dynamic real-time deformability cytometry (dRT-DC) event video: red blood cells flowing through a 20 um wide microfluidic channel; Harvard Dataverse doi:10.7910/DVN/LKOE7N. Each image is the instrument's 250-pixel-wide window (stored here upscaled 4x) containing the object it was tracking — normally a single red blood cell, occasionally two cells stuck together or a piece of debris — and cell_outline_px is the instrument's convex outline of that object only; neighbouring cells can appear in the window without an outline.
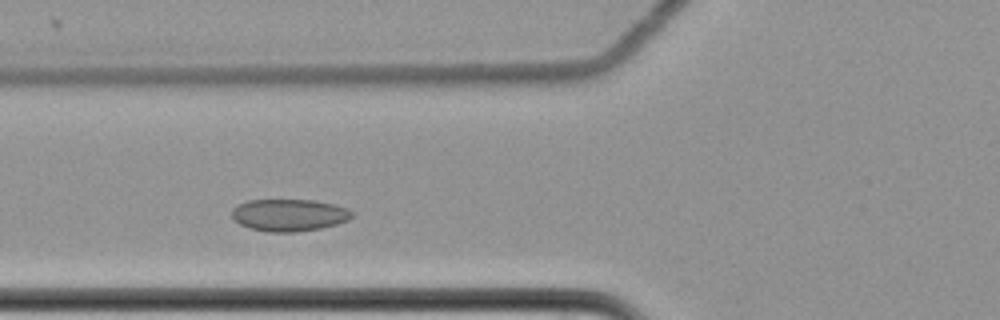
{"species": "common noctule bat (a hibernating species)", "species_latin": "Nyctalus noctula", "temperature_condition": "cold", "stored_images_in_passage": 5, "camera_frame_rate_fps": 3000, "um_per_image_px": 0.085, "animal": {"sex": "female", "body_mass_g": 22.7, "forearm_length_mm": 54.2}, "frame": {"image": 1, "passage_image": 4, "time_ms": 1.0, "image_size_px": [1000, 320], "cell_outline_px": [[352, 216], [348, 220], [336, 224], [320, 228], [296, 232], [268, 232], [252, 228], [240, 224], [232, 216], [232, 208], [236, 204], [248, 200], [312, 200], [332, 204], [348, 208], [352, 212]], "centroid_in_image_um": [24.56, 18.27], "position_along_channel_um": 101.2, "area_um2": 22.37}}
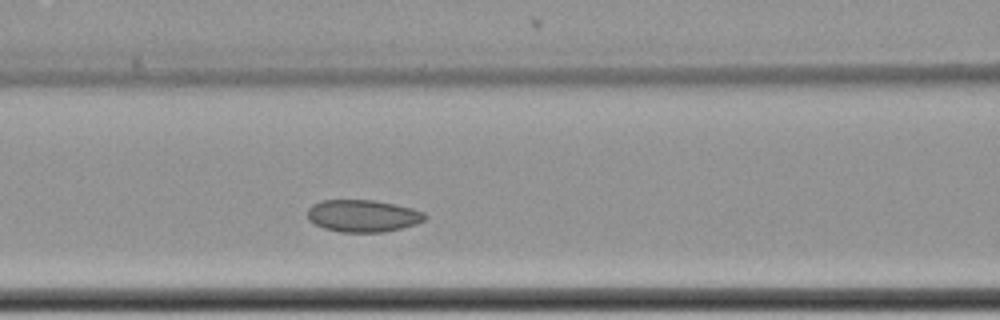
{"frame": {"image": 2, "passage_image": 5, "time_ms": 1.333, "image_size_px": [1000, 320], "cell_outline_px": [[428, 216], [424, 220], [416, 224], [400, 228], [380, 232], [340, 232], [324, 228], [308, 220], [308, 208], [312, 204], [320, 200], [372, 200], [396, 204], [412, 208], [424, 212]], "centroid_in_image_um": [30.84, 18.34], "position_along_channel_um": 135.8, "area_um2": 22.02}}